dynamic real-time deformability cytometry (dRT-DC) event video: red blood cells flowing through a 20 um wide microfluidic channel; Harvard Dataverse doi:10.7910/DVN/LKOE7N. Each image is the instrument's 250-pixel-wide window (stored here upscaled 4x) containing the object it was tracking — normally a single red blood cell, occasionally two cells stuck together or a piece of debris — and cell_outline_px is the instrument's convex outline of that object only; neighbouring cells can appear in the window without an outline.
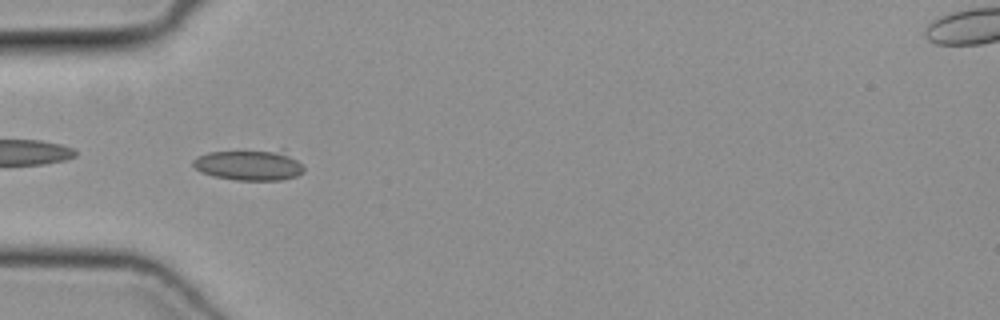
{"species": "common noctule bat (a hibernating species)", "species_latin": "Nyctalus noctula", "temperature_condition": "cold", "stored_images_in_passage": 50, "camera_frame_rate_fps": 3000, "um_per_image_px": 0.085, "animal": {"sex": "female", "body_mass_g": 19.3, "forearm_length_mm": 54.1}, "frame": {"image": 1, "passage_image": 16, "time_ms": 5.0, "image_size_px": [1000, 320], "cell_outline_px": [[304, 172], [296, 176], [284, 180], [236, 180], [212, 176], [200, 172], [192, 164], [192, 160], [196, 156], [208, 152], [284, 148], [304, 168]], "centroid_in_image_um": [21.19, 14.0], "position_along_channel_um": 63.8, "area_um2": 20.46}}
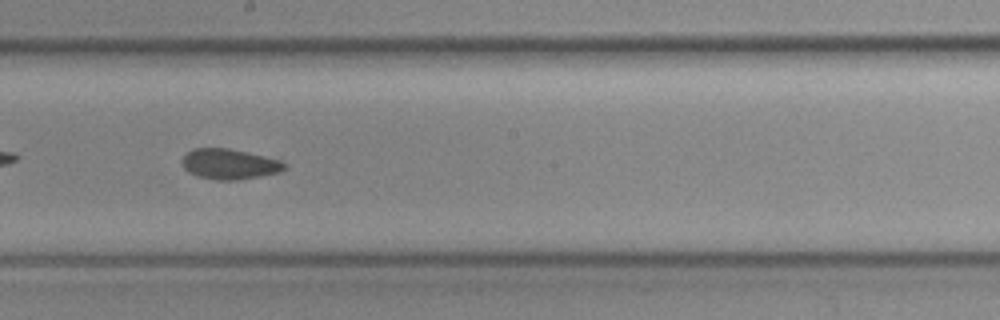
{"frame": {"image": 2, "passage_image": 28, "time_ms": 9.0, "image_size_px": [1000, 320], "cell_outline_px": [[288, 168], [280, 172], [260, 176], [236, 180], [216, 180], [200, 176], [188, 172], [184, 168], [180, 160], [192, 148], [228, 148], [264, 156], [280, 160], [288, 164]], "centroid_in_image_um": [19.52, 13.94], "position_along_channel_um": 228.7, "area_um2": 18.15}}
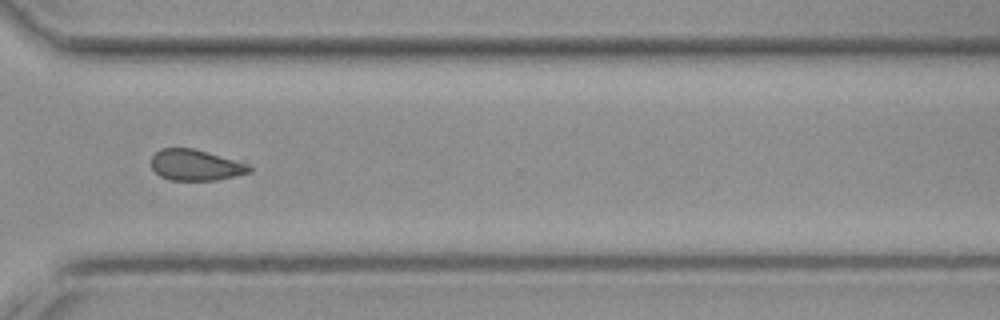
{"frame": {"image": 3, "passage_image": 37, "time_ms": 12.0, "image_size_px": [1000, 320], "cell_outline_px": [[252, 172], [236, 176], [216, 180], [172, 180], [160, 176], [152, 168], [152, 156], [160, 148], [192, 148], [248, 164], [252, 168]], "centroid_in_image_um": [16.63, 14.04], "position_along_channel_um": 354.0, "area_um2": 17.51}}